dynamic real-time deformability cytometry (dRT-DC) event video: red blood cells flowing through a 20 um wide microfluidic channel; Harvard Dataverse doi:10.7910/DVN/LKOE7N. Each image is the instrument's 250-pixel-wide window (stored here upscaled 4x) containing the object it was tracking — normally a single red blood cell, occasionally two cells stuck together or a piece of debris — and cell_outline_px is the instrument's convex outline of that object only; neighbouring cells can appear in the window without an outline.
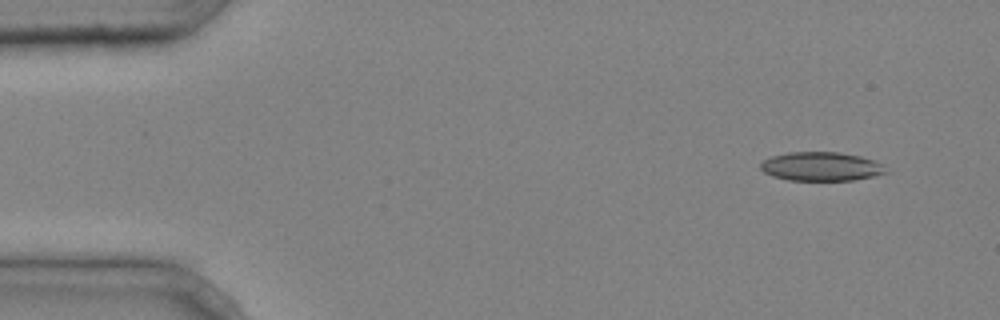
{"species": "common noctule bat (a hibernating species)", "species_latin": "Nyctalus noctula", "temperature_condition": "cold", "stored_images_in_passage": 5, "camera_frame_rate_fps": 3000, "um_per_image_px": 0.085, "animal": {"sex": "male", "body_mass_g": 20.4}, "frame": {"image": 1, "passage_image": 1, "time_ms": 0.0, "image_size_px": [1000, 320], "cell_outline_px": [[892, 172], [852, 180], [788, 180], [772, 176], [764, 172], [760, 168], [760, 164], [764, 160], [772, 156], [788, 152], [840, 152], [860, 156], [872, 160], [880, 164]], "centroid_in_image_um": [69.79, 14.15], "position_along_channel_um": 15.2, "area_um2": 21.04}}
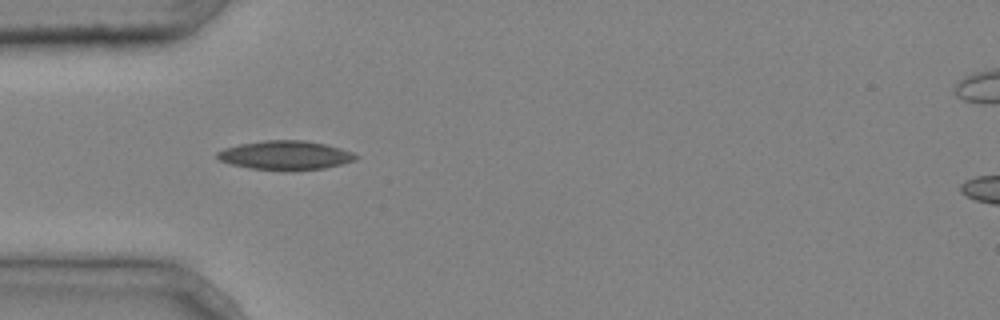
{"frame": {"image": 2, "passage_image": 4, "time_ms": 1.0, "image_size_px": [1000, 320], "cell_outline_px": [[360, 156], [356, 160], [324, 168], [248, 168], [232, 164], [220, 160], [216, 156], [216, 152], [224, 148], [240, 144], [264, 140], [304, 140], [324, 144], [340, 148], [352, 152]], "centroid_in_image_um": [24.25, 13.16], "position_along_channel_um": 60.8, "area_um2": 22.6}}